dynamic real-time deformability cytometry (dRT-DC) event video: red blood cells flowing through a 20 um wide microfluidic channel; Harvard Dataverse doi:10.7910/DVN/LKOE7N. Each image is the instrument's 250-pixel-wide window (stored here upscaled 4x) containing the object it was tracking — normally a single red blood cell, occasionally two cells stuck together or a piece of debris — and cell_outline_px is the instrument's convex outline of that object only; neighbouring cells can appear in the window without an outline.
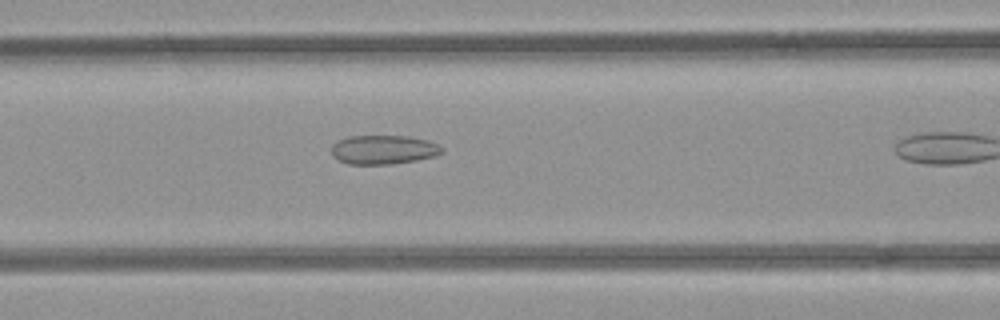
{"species": "common noctule bat (a hibernating species)", "species_latin": "Nyctalus noctula", "temperature_condition": "room temperature", "stored_images_in_passage": 18, "camera_frame_rate_fps": 3000, "um_per_image_px": 0.085, "animal": {"sex": "female", "body_mass_g": 21.9}, "frame": {"image": 1, "passage_image": 11, "time_ms": 3.333, "image_size_px": [1000, 320], "cell_outline_px": [[444, 152], [436, 156], [416, 160], [392, 164], [348, 164], [332, 156], [332, 144], [348, 136], [408, 136], [428, 140], [444, 148]], "centroid_in_image_um": [32.62, 12.72], "position_along_channel_um": 134.0, "area_um2": 18.73}}